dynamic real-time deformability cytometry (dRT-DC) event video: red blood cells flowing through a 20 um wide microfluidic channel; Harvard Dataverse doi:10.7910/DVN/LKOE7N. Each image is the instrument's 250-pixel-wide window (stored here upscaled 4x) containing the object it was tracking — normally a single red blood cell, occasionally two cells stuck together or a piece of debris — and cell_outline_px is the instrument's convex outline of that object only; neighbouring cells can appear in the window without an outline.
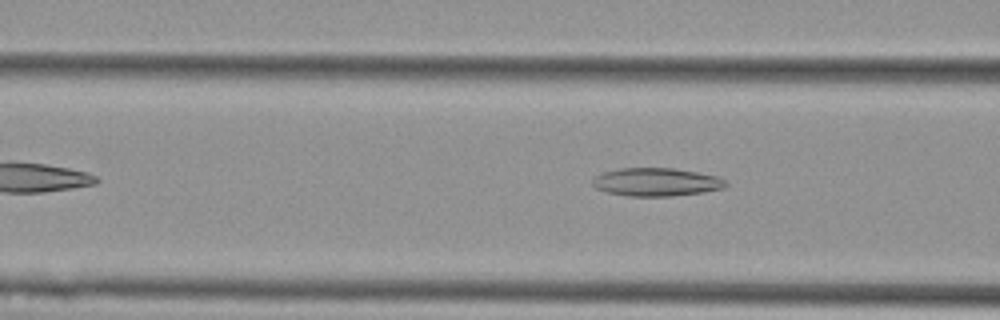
{"species": "Egyptian fruit bat (a non-hibernating species)", "species_latin": "Rousettus aegyptiacus", "temperature_condition": "cold", "stored_images_in_passage": 5, "camera_frame_rate_fps": 3000, "um_per_image_px": 0.085, "animal": {"sex": "female"}, "frame": {"image": 1, "passage_image": 5, "time_ms": 1.333, "image_size_px": [1000, 320], "cell_outline_px": [[728, 184], [724, 188], [704, 192], [672, 196], [628, 196], [608, 192], [596, 188], [592, 184], [592, 180], [596, 176], [604, 172], [620, 168], [676, 168], [716, 176], [728, 180]], "centroid_in_image_um": [55.82, 15.47], "position_along_channel_um": 110.8, "area_um2": 21.91}}